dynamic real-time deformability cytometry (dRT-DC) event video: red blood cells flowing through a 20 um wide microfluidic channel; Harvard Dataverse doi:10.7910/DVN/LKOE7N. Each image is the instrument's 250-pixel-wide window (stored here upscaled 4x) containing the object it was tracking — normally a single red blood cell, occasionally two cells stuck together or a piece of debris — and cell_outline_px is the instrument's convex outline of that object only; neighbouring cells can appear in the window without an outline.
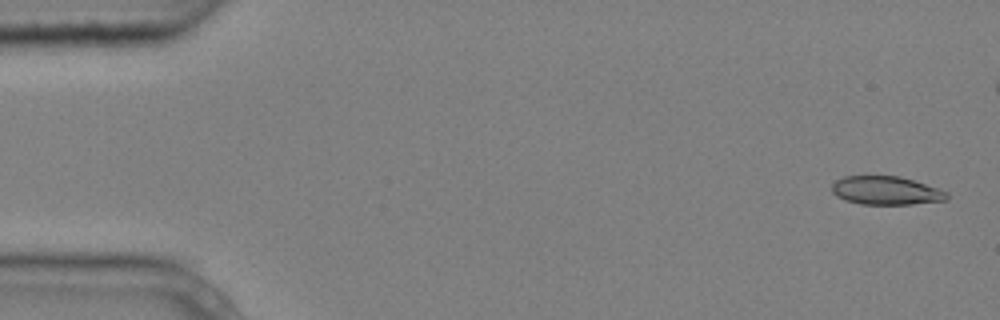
{"species": "common noctule bat (a hibernating species)", "species_latin": "Nyctalus noctula", "temperature_condition": "cold", "stored_images_in_passage": 6, "camera_frame_rate_fps": 3000, "um_per_image_px": 0.085, "animal": {"sex": "male", "body_mass_g": 20.4}, "frame": {"image": 1, "passage_image": 1, "time_ms": 0.0, "image_size_px": [1000, 320], "cell_outline_px": [[948, 200], [912, 204], [860, 204], [844, 200], [836, 196], [832, 192], [832, 184], [836, 180], [844, 176], [900, 176], [948, 192]], "centroid_in_image_um": [75.29, 16.2], "position_along_channel_um": 9.7, "area_um2": 19.02}}